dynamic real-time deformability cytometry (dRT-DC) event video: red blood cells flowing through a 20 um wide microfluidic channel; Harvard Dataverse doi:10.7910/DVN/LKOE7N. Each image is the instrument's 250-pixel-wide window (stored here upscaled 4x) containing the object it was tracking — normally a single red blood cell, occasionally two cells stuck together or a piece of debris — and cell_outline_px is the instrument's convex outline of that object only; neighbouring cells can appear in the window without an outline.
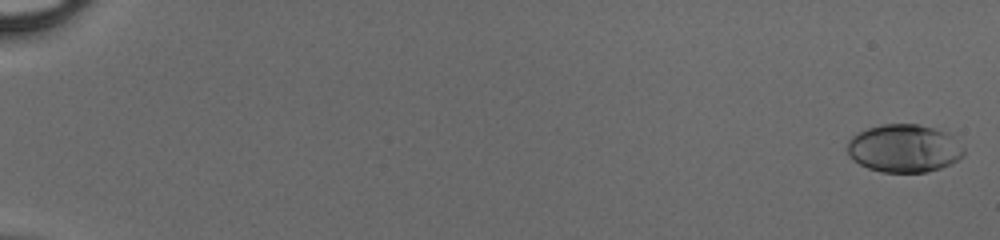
{"species": "human", "species_latin": "Homo sapiens", "temperature_condition": "cold", "stored_images_in_passage": 50, "camera_frame_rate_fps": 3000, "um_per_image_px": 0.085, "donor": {"sex": "male"}, "frame": {"image": 1, "passage_image": 1, "time_ms": 0.0, "image_size_px": [1000, 240], "cell_outline_px": [[964, 156], [952, 164], [928, 172], [880, 172], [868, 168], [852, 160], [848, 156], [848, 140], [856, 132], [880, 124], [920, 124], [944, 132], [952, 136], [964, 148]], "centroid_in_image_um": [76.83, 12.61], "position_along_channel_um": 8.2, "area_um2": 32.77}}
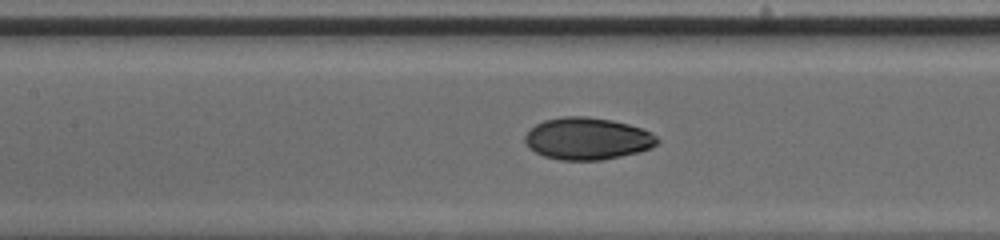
{"frame": {"image": 2, "passage_image": 26, "time_ms": 8.333, "image_size_px": [1000, 240], "cell_outline_px": [[660, 140], [652, 148], [640, 152], [600, 160], [560, 160], [544, 156], [528, 148], [524, 140], [524, 136], [528, 128], [544, 120], [564, 116], [588, 116], [612, 120], [644, 128], [652, 132]], "centroid_in_image_um": [49.92, 11.77], "position_along_channel_um": 157.5, "area_um2": 32.83}}
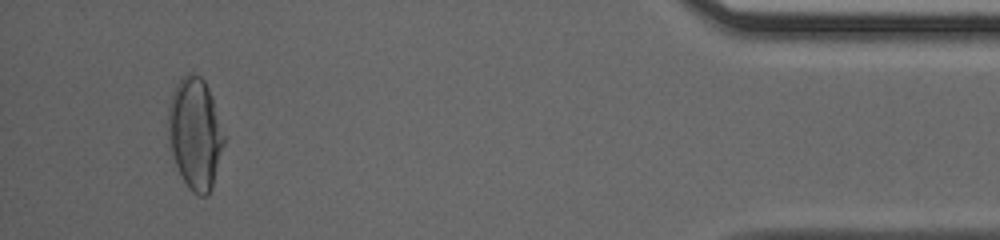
{"frame": {"image": 3, "passage_image": 48, "time_ms": 15.667, "image_size_px": [1000, 240], "cell_outline_px": [[224, 144], [212, 184], [208, 192], [204, 196], [196, 196], [188, 188], [176, 164], [168, 144], [168, 108], [172, 92], [180, 76], [188, 72], [192, 72], [200, 76], [204, 80], [208, 88], [224, 136]], "centroid_in_image_um": [16.54, 11.31], "position_along_channel_um": 418.7, "area_um2": 35.84}}